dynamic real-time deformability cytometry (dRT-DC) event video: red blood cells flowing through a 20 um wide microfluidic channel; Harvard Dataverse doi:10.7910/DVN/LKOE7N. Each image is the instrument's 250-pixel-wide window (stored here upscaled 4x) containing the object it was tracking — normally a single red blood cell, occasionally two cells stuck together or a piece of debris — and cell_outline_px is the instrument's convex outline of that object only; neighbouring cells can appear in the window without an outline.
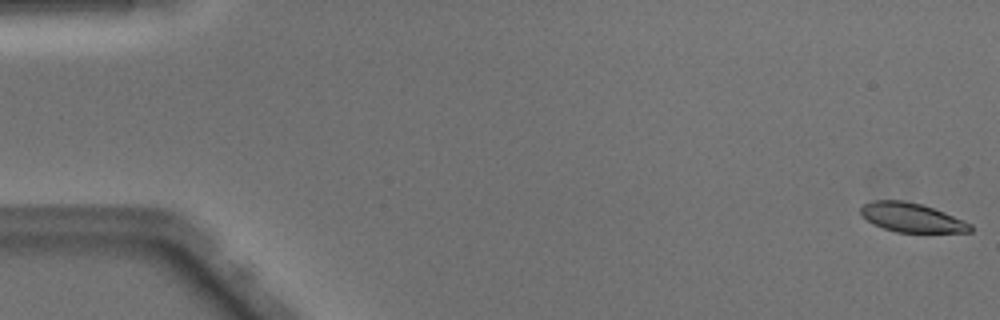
{"species": "Egyptian fruit bat (a non-hibernating species)", "species_latin": "Rousettus aegyptiacus", "temperature_condition": "warm", "stored_images_in_passage": 50, "camera_frame_rate_fps": 3000, "um_per_image_px": 0.085, "animal": {"sex": "male"}, "frame": {"image": 1, "passage_image": 1, "time_ms": 0.0, "image_size_px": [1000, 320], "cell_outline_px": [[972, 232], [896, 232], [872, 224], [860, 212], [860, 208], [864, 204], [872, 200], [904, 200], [924, 204], [964, 220], [972, 224]], "centroid_in_image_um": [77.51, 18.48], "position_along_channel_um": 7.5, "area_um2": 18.67}}
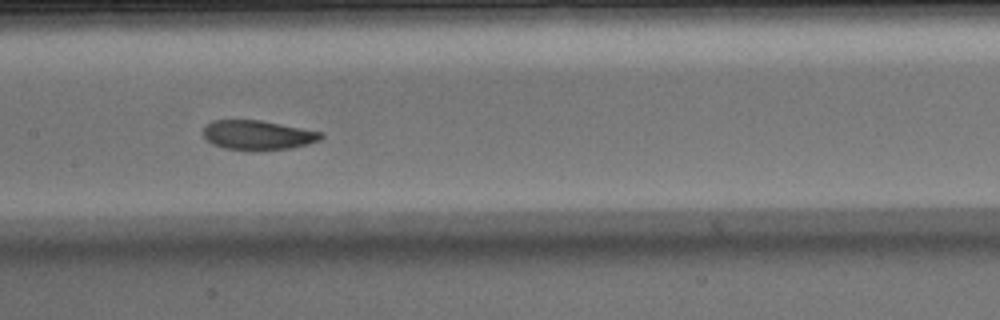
{"frame": {"image": 2, "passage_image": 25, "time_ms": 8.0, "image_size_px": [1000, 320], "cell_outline_px": [[324, 136], [320, 140], [308, 144], [292, 148], [252, 152], [224, 148], [212, 144], [204, 136], [204, 128], [212, 120], [260, 120], [324, 132]], "centroid_in_image_um": [21.95, 11.5], "position_along_channel_um": 185.5, "area_um2": 20.58}}
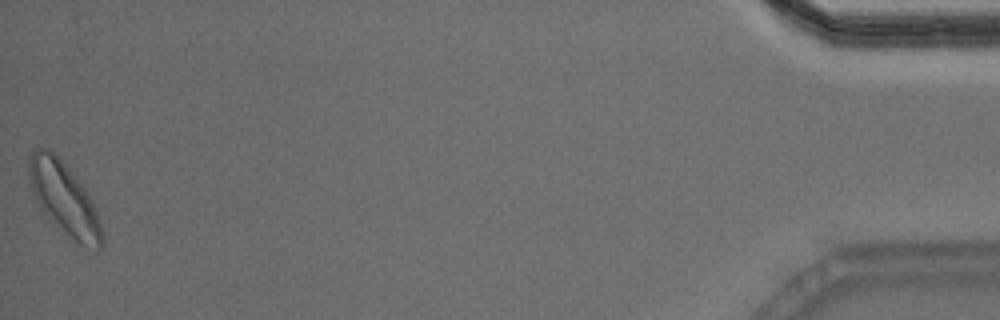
{"frame": {"image": 3, "passage_image": 50, "time_ms": 16.333, "image_size_px": [1000, 320], "cell_outline_px": [[104, 248], [96, 252], [76, 248], [40, 208], [32, 192], [28, 180], [28, 156], [36, 148], [48, 148], [56, 152], [84, 188], [96, 212], [104, 236]], "centroid_in_image_um": [5.47, 16.99], "position_along_channel_um": 429.7, "area_um2": 31.85}, "authors_computed_cell_mechanics": {"area_um2": 20.8947, "velocity_mm_per_s": 4.0651, "shape_relaxation_time_tau1_ms": 2.007, "shape_relaxation_time_tau2_ms": 2.2942, "deformation_change_tau1": 0.1234, "deformation_change_tau2": 0.0848}}